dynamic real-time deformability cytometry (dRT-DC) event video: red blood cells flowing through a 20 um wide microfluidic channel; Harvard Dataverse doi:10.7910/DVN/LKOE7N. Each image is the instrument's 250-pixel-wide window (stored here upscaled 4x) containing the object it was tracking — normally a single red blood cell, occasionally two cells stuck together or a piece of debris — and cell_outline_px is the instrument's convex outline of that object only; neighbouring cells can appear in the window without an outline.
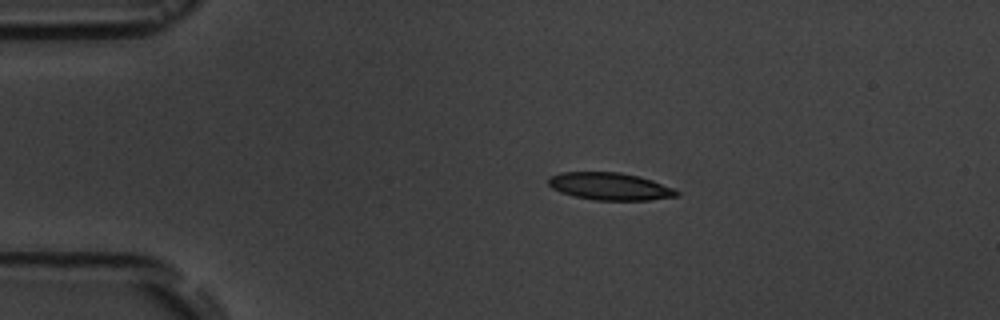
{"species": "common noctule bat (a hibernating species)", "species_latin": "Nyctalus noctula", "temperature_condition": "room temperature", "stored_images_in_passage": 7, "camera_frame_rate_fps": 3000, "um_per_image_px": 0.085, "animal": {"sex": "male", "body_mass_g": 19.5, "forearm_length_mm": 54.6}, "frame": {"image": 1, "passage_image": 2, "time_ms": 2.0, "image_size_px": [1000, 320], "cell_outline_px": [[680, 192], [676, 196], [648, 200], [596, 200], [576, 196], [560, 192], [552, 188], [548, 184], [548, 176], [560, 172], [620, 172], [652, 180], [672, 188]], "centroid_in_image_um": [51.79, 15.83], "position_along_channel_um": 33.2, "area_um2": 20.29}}
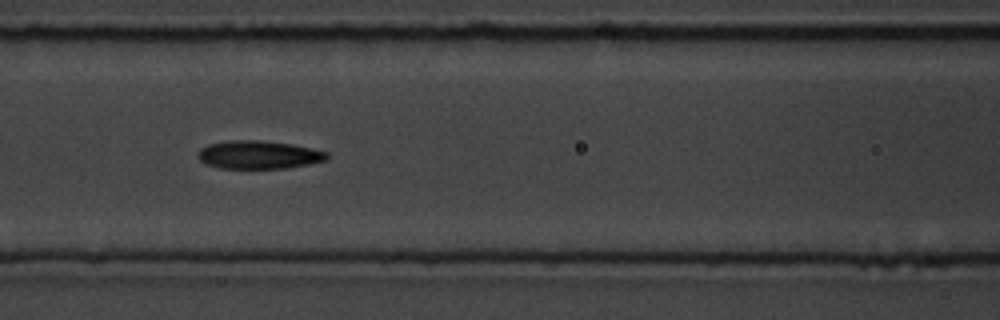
{"frame": {"image": 2, "passage_image": 6, "time_ms": 6.333, "image_size_px": [1000, 320], "cell_outline_px": [[328, 160], [308, 164], [284, 168], [220, 168], [208, 164], [200, 160], [196, 156], [196, 152], [200, 148], [208, 144], [228, 140], [260, 140], [292, 144], [328, 152]], "centroid_in_image_um": [21.96, 13.14], "position_along_channel_um": 144.6, "area_um2": 21.21}}
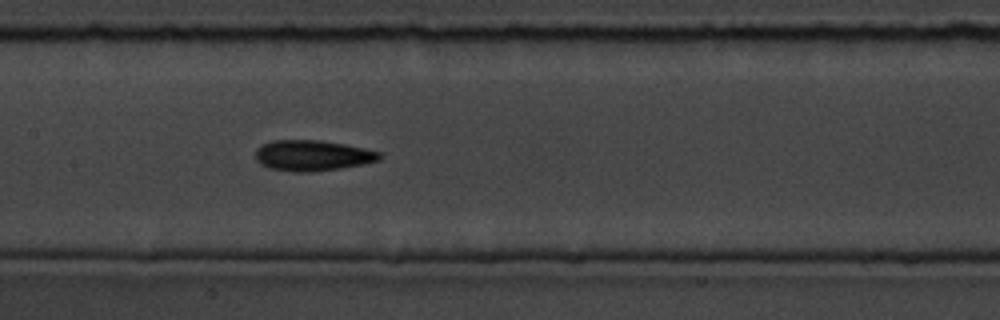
{"frame": {"image": 3, "passage_image": 7, "time_ms": 7.333, "image_size_px": [1000, 320], "cell_outline_px": [[380, 160], [340, 168], [308, 172], [296, 172], [268, 168], [260, 164], [256, 160], [256, 148], [260, 144], [272, 140], [320, 140], [344, 144], [364, 148], [380, 152]], "centroid_in_image_um": [26.5, 13.21], "position_along_channel_um": 180.9, "area_um2": 22.14}}